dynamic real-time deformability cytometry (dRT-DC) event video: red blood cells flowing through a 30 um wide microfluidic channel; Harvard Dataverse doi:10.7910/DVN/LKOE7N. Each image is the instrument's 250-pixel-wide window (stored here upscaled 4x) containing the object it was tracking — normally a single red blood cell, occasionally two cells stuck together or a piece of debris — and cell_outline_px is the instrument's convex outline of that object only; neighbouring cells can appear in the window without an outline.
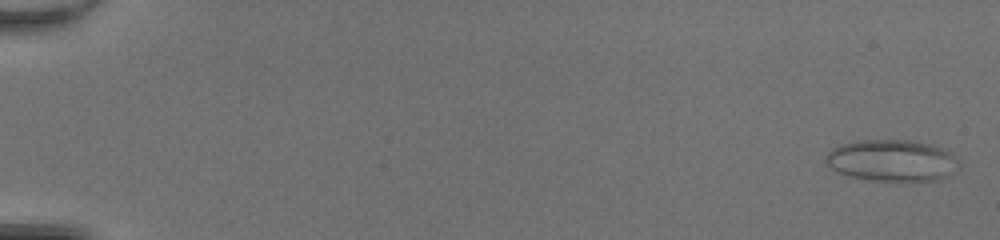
{"species": "common noctule bat (a hibernating species)", "species_latin": "Nyctalus noctula", "temperature_condition": "room temperature", "stored_images_in_passage": 50, "camera_frame_rate_fps": 3000, "um_per_image_px": 0.085, "animal": {"sex": "female", "body_mass_g": 20.0, "forearm_length_mm": 54.0}, "frame": {"image": 1, "passage_image": 2, "time_ms": 0.333, "image_size_px": [1000, 240], "cell_outline_px": [[956, 160], [952, 172], [948, 176], [940, 180], [896, 184], [872, 180], [852, 176], [836, 172], [824, 164], [824, 156], [832, 148], [840, 144], [856, 140], [908, 140], [932, 144], [956, 156]], "centroid_in_image_um": [75.75, 13.68], "position_along_channel_um": 9.3, "area_um2": 33.06}}
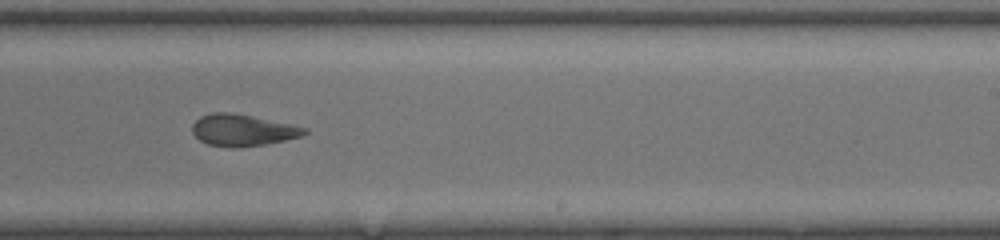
{"frame": {"image": 2, "passage_image": 33, "time_ms": 10.667, "image_size_px": [1000, 240], "cell_outline_px": [[308, 132], [300, 136], [284, 140], [264, 144], [208, 144], [200, 140], [192, 132], [192, 124], [200, 116], [212, 112], [232, 112], [252, 116], [308, 128]], "centroid_in_image_um": [20.61, 11.0], "position_along_channel_um": 268.4, "area_um2": 19.71}}
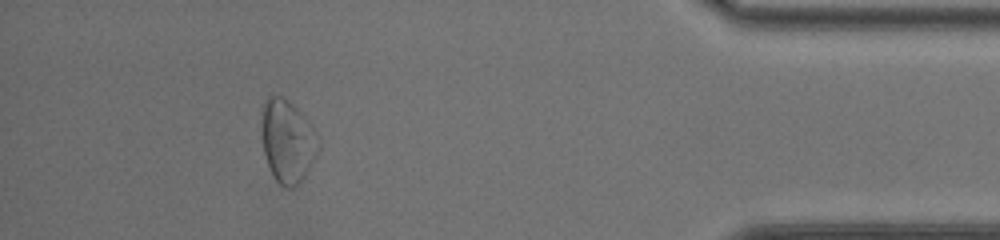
{"frame": {"image": 3, "passage_image": 46, "time_ms": 15.0, "image_size_px": [1000, 240], "cell_outline_px": [[316, 156], [308, 172], [292, 188], [284, 188], [276, 180], [268, 168], [264, 152], [260, 132], [260, 128], [264, 100], [268, 96], [284, 96], [304, 116], [312, 128], [316, 152]], "centroid_in_image_um": [24.35, 11.99], "position_along_channel_um": 410.9, "area_um2": 26.93}, "authors_computed_cell_mechanics": {"area_um2": 24.7095, "velocity_mm_per_s": 4.3004, "shape_relaxation_time_tau1_ms": null, "shape_relaxation_time_tau2_ms": 2.6649, "deformation_change_tau1": null, "deformation_change_tau2": 0.1104}}